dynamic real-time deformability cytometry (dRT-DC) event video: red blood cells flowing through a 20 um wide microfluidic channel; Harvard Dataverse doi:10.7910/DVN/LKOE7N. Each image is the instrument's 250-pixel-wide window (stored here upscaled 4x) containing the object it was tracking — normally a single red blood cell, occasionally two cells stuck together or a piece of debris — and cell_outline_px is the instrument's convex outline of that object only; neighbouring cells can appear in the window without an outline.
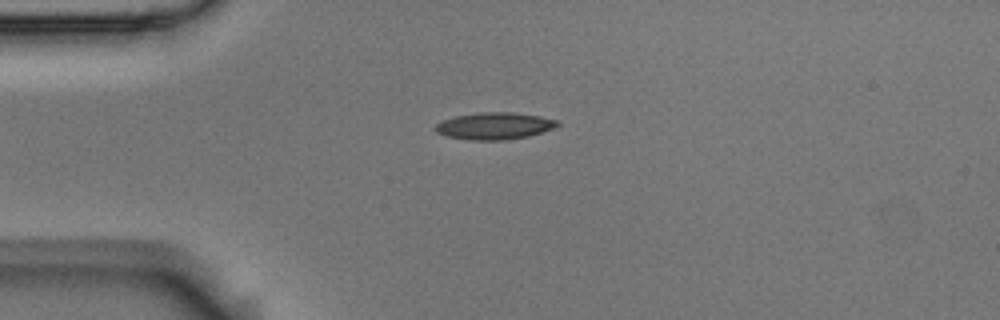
{"species": "Egyptian fruit bat (a non-hibernating species)", "species_latin": "Rousettus aegyptiacus", "temperature_condition": "room temperature", "stored_images_in_passage": 3, "camera_frame_rate_fps": 3000, "um_per_image_px": 0.085, "animal": {"sex": "male"}, "frame": {"image": 1, "passage_image": 3, "time_ms": 0.667, "image_size_px": [1000, 320], "cell_outline_px": [[560, 124], [556, 128], [528, 136], [504, 140], [468, 140], [448, 136], [436, 132], [432, 128], [436, 124], [444, 120], [456, 116], [480, 112], [512, 112], [540, 116], [556, 120]], "centroid_in_image_um": [42.03, 10.7], "position_along_channel_um": 43.0, "area_um2": 19.19}}